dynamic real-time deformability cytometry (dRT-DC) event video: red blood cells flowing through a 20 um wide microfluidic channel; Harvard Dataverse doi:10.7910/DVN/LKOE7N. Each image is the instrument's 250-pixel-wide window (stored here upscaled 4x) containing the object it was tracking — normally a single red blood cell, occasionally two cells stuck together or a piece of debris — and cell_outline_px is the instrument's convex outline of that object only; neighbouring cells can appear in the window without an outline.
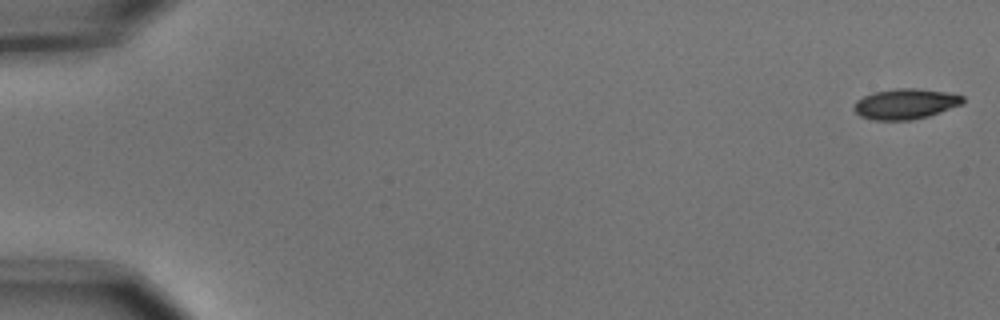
{"species": "common noctule bat (a hibernating species)", "species_latin": "Nyctalus noctula", "temperature_condition": "cold", "stored_images_in_passage": 6, "camera_frame_rate_fps": 3000, "um_per_image_px": 0.085, "animal": {"sex": "male", "body_mass_g": 15.6}, "frame": {"image": 1, "passage_image": 1, "time_ms": 0.0, "image_size_px": [1000, 320], "cell_outline_px": [[964, 104], [928, 116], [912, 120], [872, 120], [860, 116], [852, 108], [852, 104], [856, 100], [872, 92], [896, 88], [916, 88], [944, 92], [964, 96]], "centroid_in_image_um": [76.93, 8.83], "position_along_channel_um": 8.1, "area_um2": 19.48}}
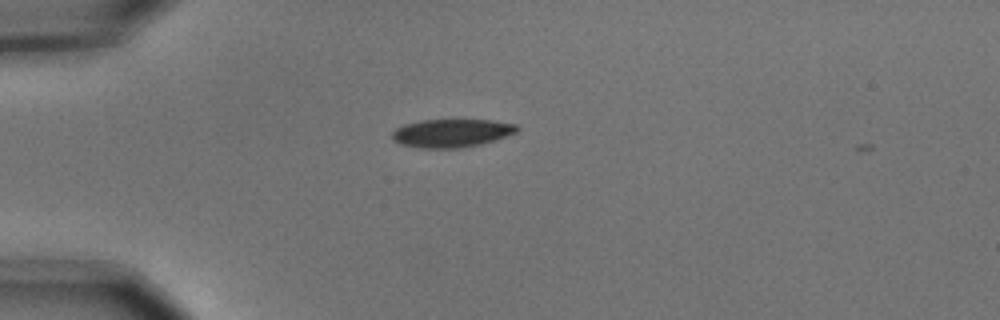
{"frame": {"image": 2, "passage_image": 5, "time_ms": 1.333, "image_size_px": [1000, 320], "cell_outline_px": [[520, 128], [516, 132], [480, 144], [460, 148], [420, 148], [400, 144], [392, 140], [392, 132], [396, 128], [404, 124], [424, 120], [492, 120], [516, 124]], "centroid_in_image_um": [38.35, 11.31], "position_along_channel_um": 46.7, "area_um2": 20.4}}